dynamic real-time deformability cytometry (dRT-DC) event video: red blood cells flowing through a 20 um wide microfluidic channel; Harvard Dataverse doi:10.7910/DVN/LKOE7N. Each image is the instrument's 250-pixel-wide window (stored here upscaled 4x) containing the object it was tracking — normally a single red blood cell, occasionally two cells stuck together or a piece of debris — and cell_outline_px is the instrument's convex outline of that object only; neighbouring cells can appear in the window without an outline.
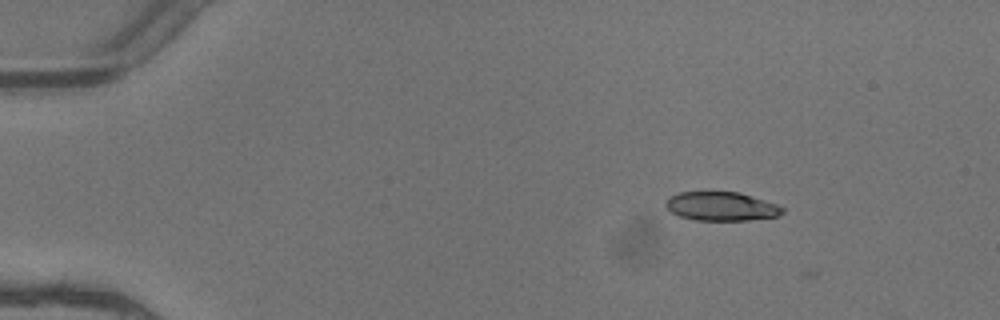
{"species": "common noctule bat (a hibernating species)", "species_latin": "Nyctalus noctula", "temperature_condition": "warm", "stored_images_in_passage": 5, "camera_frame_rate_fps": 3000, "um_per_image_px": 0.085, "animal": {"sex": "female"}, "frame": {"image": 1, "passage_image": 3, "time_ms": 0.667, "image_size_px": [1000, 320], "cell_outline_px": [[784, 212], [780, 216], [748, 220], [696, 220], [680, 216], [672, 212], [664, 204], [664, 200], [668, 196], [680, 192], [740, 192], [776, 204], [784, 208]], "centroid_in_image_um": [61.3, 17.53], "position_along_channel_um": 23.7, "area_um2": 19.65}}